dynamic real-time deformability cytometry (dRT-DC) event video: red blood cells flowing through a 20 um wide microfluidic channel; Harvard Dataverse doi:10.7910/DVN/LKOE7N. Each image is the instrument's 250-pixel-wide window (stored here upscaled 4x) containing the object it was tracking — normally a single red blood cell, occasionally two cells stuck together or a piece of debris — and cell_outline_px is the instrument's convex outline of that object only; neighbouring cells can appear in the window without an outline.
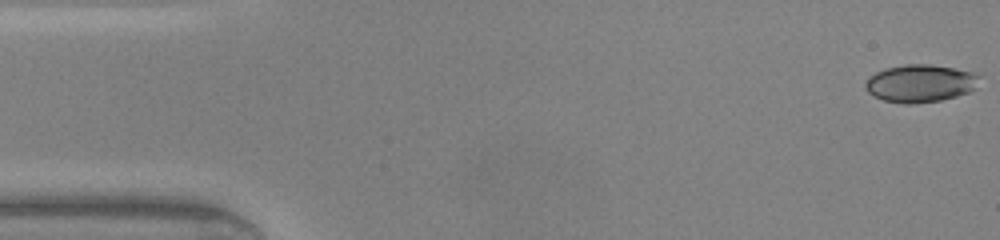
{"species": "common noctule bat (a hibernating species)", "species_latin": "Nyctalus noctula", "temperature_condition": "warm", "stored_images_in_passage": 47, "camera_frame_rate_fps": 3000, "um_per_image_px": 0.085, "animal": {"sex": "male", "body_mass_g": 20.0, "forearm_length_mm": 53.3}, "frame": {"image": 1, "passage_image": 1, "time_ms": 0.0, "image_size_px": [1000, 240], "cell_outline_px": [[980, 76], [976, 88], [968, 92], [956, 96], [940, 100], [912, 104], [904, 104], [884, 100], [868, 92], [864, 88], [864, 84], [876, 72], [884, 68], [904, 64], [932, 64], [976, 72]], "centroid_in_image_um": [78.25, 7.07], "position_along_channel_um": 6.8, "area_um2": 25.09}}
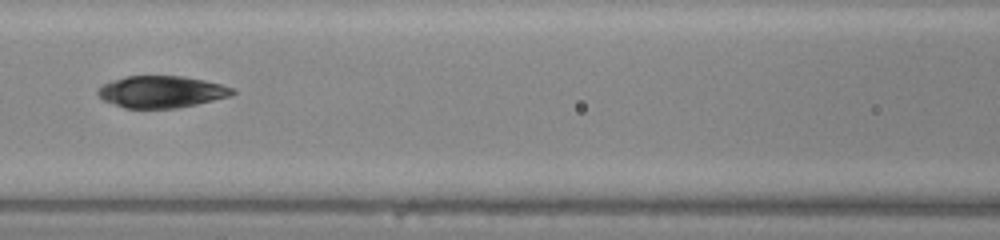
{"frame": {"image": 2, "passage_image": 20, "time_ms": 6.333, "image_size_px": [1000, 240], "cell_outline_px": [[236, 92], [232, 96], [196, 104], [176, 108], [124, 108], [104, 100], [96, 92], [104, 84], [112, 80], [124, 76], [184, 76], [204, 80], [220, 84], [232, 88]], "centroid_in_image_um": [13.74, 7.8], "position_along_channel_um": 152.9, "area_um2": 24.85}}
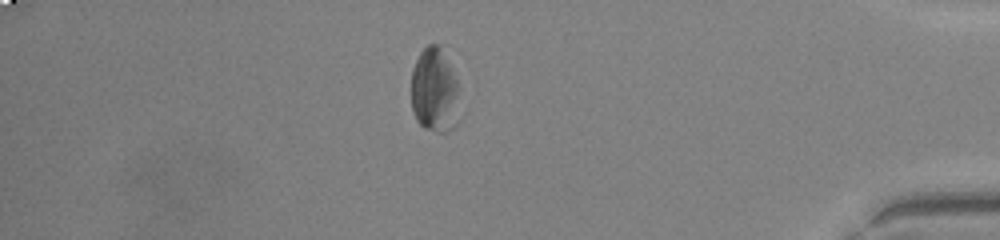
{"frame": {"image": 3, "passage_image": 40, "time_ms": 13.0, "image_size_px": [1000, 240], "cell_outline_px": [[460, 88], [456, 124], [452, 128], [444, 132], [436, 132], [424, 128], [416, 120], [412, 112], [412, 68], [420, 52], [428, 44], [440, 44]], "centroid_in_image_um": [36.94, 7.69], "position_along_channel_um": 398.3, "area_um2": 24.04}, "authors_computed_cell_mechanics": {"area_um2": 25.0852, "velocity_mm_per_s": 4.3214, "shape_relaxation_time_tau1_ms": null, "shape_relaxation_time_tau2_ms": 1.6663, "deformation_change_tau1": null, "deformation_change_tau2": 0.0586}}